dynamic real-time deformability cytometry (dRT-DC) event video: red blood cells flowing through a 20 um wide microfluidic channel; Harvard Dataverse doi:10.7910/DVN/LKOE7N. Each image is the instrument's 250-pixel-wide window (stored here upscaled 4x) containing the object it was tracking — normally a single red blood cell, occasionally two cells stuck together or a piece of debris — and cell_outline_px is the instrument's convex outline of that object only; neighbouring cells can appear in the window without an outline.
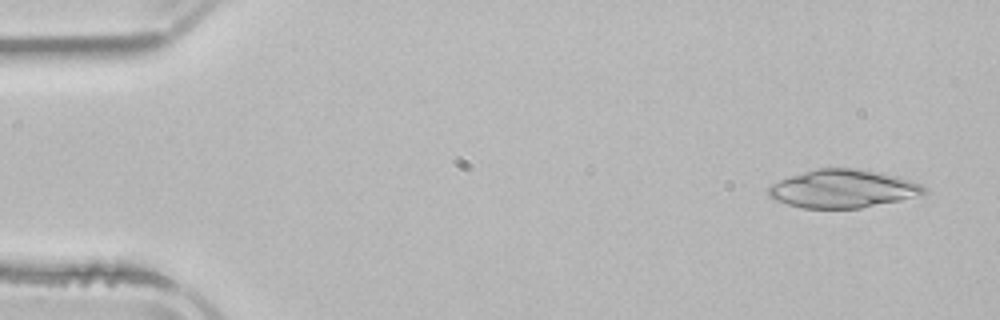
{"species": "common noctule bat (a hibernating species)", "species_latin": "Nyctalus noctula", "temperature_condition": "room temperature", "stored_images_in_passage": 5, "camera_frame_rate_fps": 3000, "um_per_image_px": 0.085, "animal": {"sex": "male", "body_mass_g": 21.5, "forearm_length_mm": 52.0}, "frame": {"image": 1, "passage_image": 1, "time_ms": 0.0, "image_size_px": [1000, 320], "cell_outline_px": [[928, 192], [920, 196], [860, 208], [804, 208], [788, 204], [776, 200], [768, 196], [768, 184], [816, 168], [856, 168], [896, 176], [912, 180], [920, 184]], "centroid_in_image_um": [71.64, 16.04], "position_along_channel_um": 13.4, "area_um2": 34.45}}